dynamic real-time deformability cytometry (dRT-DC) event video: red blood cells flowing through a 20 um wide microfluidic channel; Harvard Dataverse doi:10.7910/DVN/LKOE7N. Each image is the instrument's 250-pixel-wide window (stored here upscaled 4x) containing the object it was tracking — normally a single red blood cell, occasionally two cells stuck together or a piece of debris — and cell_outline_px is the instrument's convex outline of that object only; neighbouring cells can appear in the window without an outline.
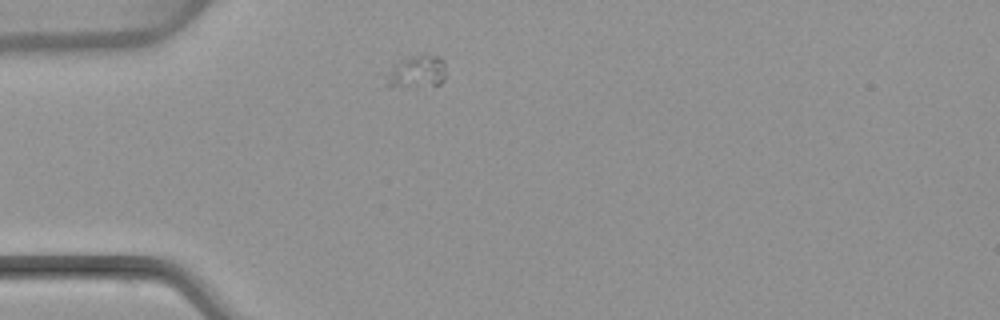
{"species": "common noctule bat (a hibernating species)", "species_latin": "Nyctalus noctula", "temperature_condition": "warm", "stored_images_in_passage": 1, "camera_frame_rate_fps": 3000, "um_per_image_px": 0.085, "animal": {"sex": "female", "body_mass_g": 22.7, "forearm_length_mm": 54.2}, "frame": {"image": 1, "passage_image": 1, "time_ms": 0.0, "image_size_px": [1000, 320], "cell_outline_px": [[444, 80], [440, 84], [384, 84], [384, 76], [396, 64], [404, 60], [416, 56], [440, 56], [444, 60]], "centroid_in_image_um": [35.46, 6.07], "position_along_channel_um": 49.5, "area_um2": 10.29}}